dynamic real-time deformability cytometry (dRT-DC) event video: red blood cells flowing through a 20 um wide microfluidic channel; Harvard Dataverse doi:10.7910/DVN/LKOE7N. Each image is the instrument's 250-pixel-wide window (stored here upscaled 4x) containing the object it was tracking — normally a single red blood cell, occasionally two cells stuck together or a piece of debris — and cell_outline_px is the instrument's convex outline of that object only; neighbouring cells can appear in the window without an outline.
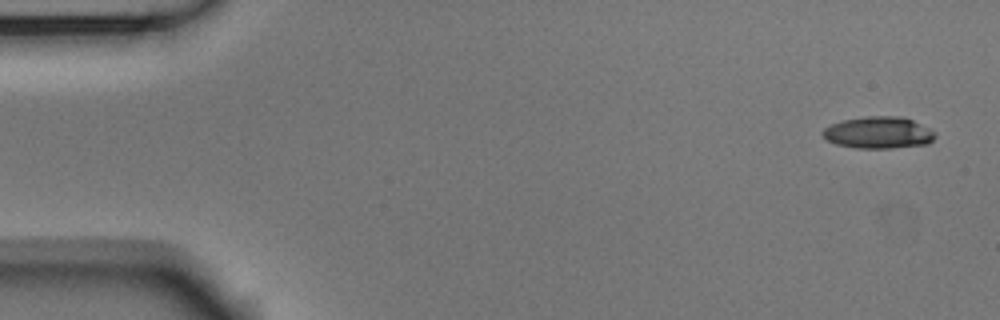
{"species": "Egyptian fruit bat (a non-hibernating species)", "species_latin": "Rousettus aegyptiacus", "temperature_condition": "room temperature", "stored_images_in_passage": 5, "segment_of_instrument_passage": [2, 2], "camera_frame_rate_fps": 3000, "um_per_image_px": 0.085, "animal": {"sex": "male"}, "frame": {"image": 1, "passage_image": 5, "time_ms": 1.333, "image_size_px": [1000, 320], "cell_outline_px": [[936, 136], [928, 144], [892, 148], [856, 148], [836, 144], [828, 140], [820, 132], [824, 128], [832, 124], [844, 120], [864, 116], [904, 116], [936, 132]], "centroid_in_image_um": [74.68, 11.27], "position_along_channel_um": 10.3, "area_um2": 20.87}}